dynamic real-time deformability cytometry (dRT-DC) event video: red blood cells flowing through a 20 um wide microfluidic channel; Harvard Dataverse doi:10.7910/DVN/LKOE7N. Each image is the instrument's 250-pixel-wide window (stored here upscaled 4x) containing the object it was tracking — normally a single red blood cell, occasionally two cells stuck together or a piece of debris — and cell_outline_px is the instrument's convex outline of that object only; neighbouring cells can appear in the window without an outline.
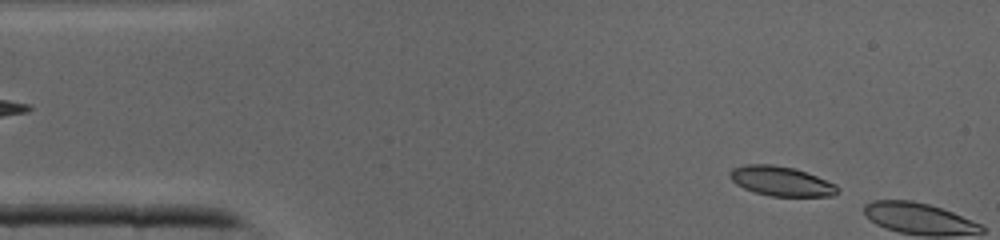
{"species": "common noctule bat (a hibernating species)", "species_latin": "Nyctalus noctula", "temperature_condition": "cold", "stored_images_in_passage": 5, "camera_frame_rate_fps": 3000, "um_per_image_px": 0.085, "animal": {"sex": "male", "body_mass_g": 19.0, "forearm_length_mm": 50.8}, "frame": {"image": 1, "passage_image": 3, "time_ms": 0.667, "image_size_px": [1000, 240], "cell_outline_px": [[840, 192], [832, 196], [772, 196], [756, 192], [744, 188], [736, 184], [728, 176], [728, 172], [732, 168], [744, 164], [772, 164], [792, 168], [816, 176], [836, 184], [840, 188]], "centroid_in_image_um": [66.39, 15.4], "position_along_channel_um": 18.6, "area_um2": 18.55}}